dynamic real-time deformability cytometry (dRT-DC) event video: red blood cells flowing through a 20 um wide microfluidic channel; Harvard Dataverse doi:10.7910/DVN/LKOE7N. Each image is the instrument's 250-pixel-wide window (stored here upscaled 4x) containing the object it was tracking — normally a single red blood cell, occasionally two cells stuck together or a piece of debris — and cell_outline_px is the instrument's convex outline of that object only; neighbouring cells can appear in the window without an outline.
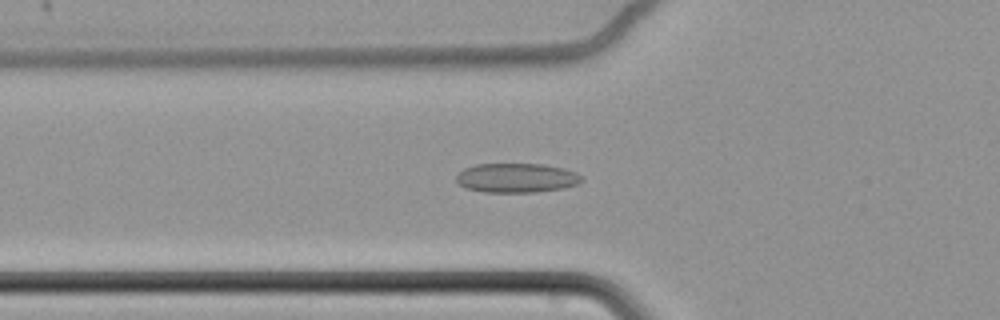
{"species": "common noctule bat (a hibernating species)", "species_latin": "Nyctalus noctula", "temperature_condition": "cold", "stored_images_in_passage": 63, "camera_frame_rate_fps": 3000, "um_per_image_px": 0.085, "animal": {"sex": "female", "body_mass_g": 22.7, "forearm_length_mm": 54.2}, "frame": {"image": 1, "passage_image": 25, "time_ms": 8.0, "image_size_px": [1000, 320], "cell_outline_px": [[584, 180], [580, 184], [564, 188], [536, 192], [484, 192], [464, 188], [456, 180], [456, 176], [464, 168], [476, 164], [540, 164], [564, 168], [576, 172]], "centroid_in_image_um": [43.92, 15.12], "position_along_channel_um": 81.9, "area_um2": 21.56}}
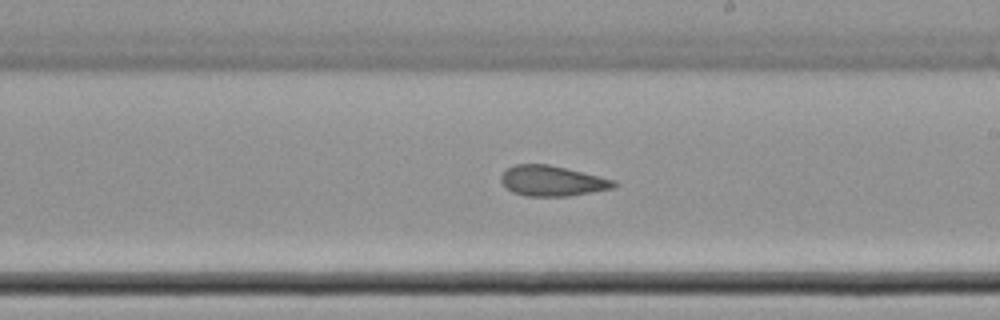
{"frame": {"image": 2, "passage_image": 39, "time_ms": 12.667, "image_size_px": [1000, 320], "cell_outline_px": [[620, 184], [616, 188], [568, 196], [524, 196], [512, 192], [500, 180], [500, 176], [508, 168], [516, 164], [548, 164], [616, 180]], "centroid_in_image_um": [46.98, 15.38], "position_along_channel_um": 242.0, "area_um2": 20.0}}
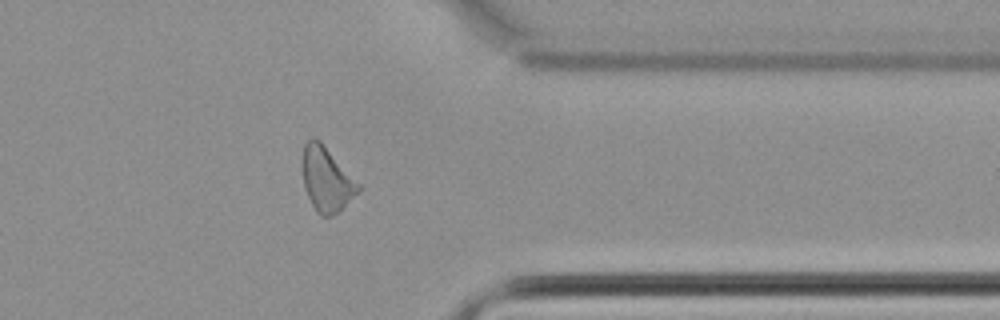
{"frame": {"image": 3, "passage_image": 52, "time_ms": 17.0, "image_size_px": [1000, 320], "cell_outline_px": [[364, 188], [340, 212], [332, 216], [320, 216], [316, 212], [304, 188], [300, 156], [304, 144], [312, 136], [320, 140]], "centroid_in_image_um": [27.76, 15.24], "position_along_channel_um": 383.6, "area_um2": 21.73}, "authors_computed_cell_mechanics": {"area_um2": 21.6172, "velocity_mm_per_s": 3.4441, "shape_relaxation_time_tau1_ms": null, "shape_relaxation_time_tau2_ms": 2.693, "deformation_change_tau1": null, "deformation_change_tau2": 0.0857}}